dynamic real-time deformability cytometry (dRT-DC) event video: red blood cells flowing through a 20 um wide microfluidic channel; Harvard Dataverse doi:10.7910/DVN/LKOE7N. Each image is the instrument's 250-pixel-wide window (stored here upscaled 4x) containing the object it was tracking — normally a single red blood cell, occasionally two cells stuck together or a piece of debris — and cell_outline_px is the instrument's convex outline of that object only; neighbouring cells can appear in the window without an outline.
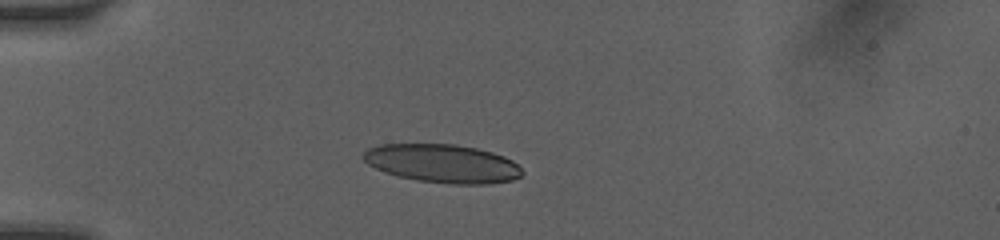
{"species": "human", "species_latin": "Homo sapiens", "temperature_condition": "room temperature", "stored_images_in_passage": 35, "camera_frame_rate_fps": 3000, "um_per_image_px": 0.085, "donor": {"sex": "female"}, "frame": {"image": 1, "passage_image": 1, "time_ms": 0.0, "image_size_px": [1000, 240], "cell_outline_px": [[524, 172], [520, 176], [512, 180], [488, 184], [452, 184], [420, 180], [396, 176], [384, 172], [368, 164], [364, 160], [364, 152], [368, 148], [380, 144], [456, 144], [476, 148], [492, 152], [504, 156], [512, 160]], "centroid_in_image_um": [37.62, 13.89], "position_along_channel_um": 47.4, "area_um2": 35.49}}
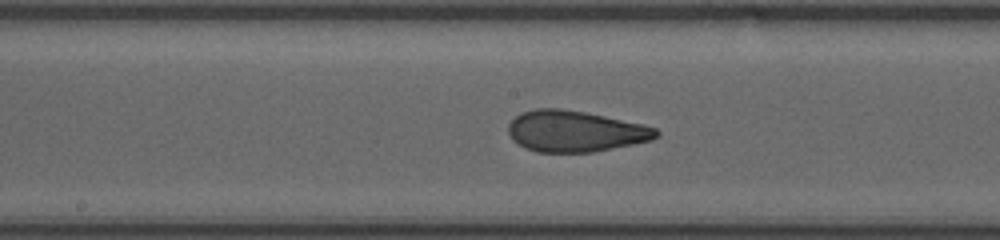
{"frame": {"image": 2, "passage_image": 14, "time_ms": 4.333, "image_size_px": [1000, 240], "cell_outline_px": [[660, 136], [652, 140], [592, 152], [536, 152], [512, 140], [508, 132], [508, 124], [520, 112], [536, 108], [560, 108], [584, 112], [644, 124], [656, 128], [660, 132]], "centroid_in_image_um": [48.89, 11.15], "position_along_channel_um": 199.3, "area_um2": 35.43}}
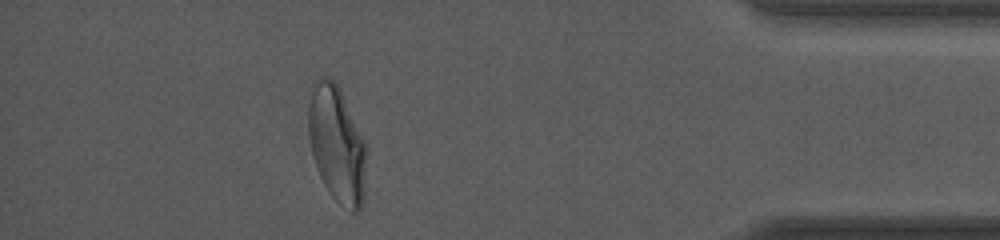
{"frame": {"image": 3, "passage_image": 31, "time_ms": 10.333, "image_size_px": [1000, 240], "cell_outline_px": [[368, 152], [364, 196], [360, 208], [356, 212], [352, 212], [336, 200], [328, 192], [320, 176], [312, 152], [308, 136], [308, 88], [320, 76], [328, 76], [340, 88], [368, 140]], "centroid_in_image_um": [28.67, 12.18], "position_along_channel_um": 406.5, "area_um2": 40.81}, "authors_computed_cell_mechanics": {"area_um2": 36.3562, "velocity_mm_per_s": 4.1128, "shape_relaxation_time_tau1_ms": 7.9545, "shape_relaxation_time_tau2_ms": 1.022, "deformation_change_tau1": 0.2345, "deformation_change_tau2": 0.078}}